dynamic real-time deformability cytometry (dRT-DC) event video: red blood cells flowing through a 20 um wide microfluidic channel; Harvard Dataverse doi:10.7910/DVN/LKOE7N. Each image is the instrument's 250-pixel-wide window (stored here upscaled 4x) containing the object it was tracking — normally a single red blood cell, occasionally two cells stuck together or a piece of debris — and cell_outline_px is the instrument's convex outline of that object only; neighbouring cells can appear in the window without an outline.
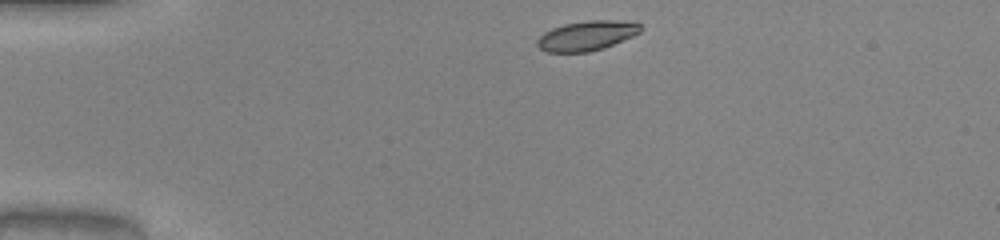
{"species": "common noctule bat (a hibernating species)", "species_latin": "Nyctalus noctula", "temperature_condition": "warm", "stored_images_in_passage": 35, "camera_frame_rate_fps": 3000, "um_per_image_px": 0.085, "animal": {"sex": "male", "body_mass_g": 20.0, "forearm_length_mm": 53.3}, "frame": {"image": 1, "passage_image": 1, "time_ms": 0.0, "image_size_px": [1000, 240], "cell_outline_px": [[644, 28], [640, 32], [632, 36], [604, 48], [588, 52], [548, 52], [540, 48], [536, 44], [536, 40], [544, 32], [552, 28], [564, 24], [588, 20], [612, 20], [640, 24]], "centroid_in_image_um": [49.85, 3.03], "position_along_channel_um": 35.1, "area_um2": 17.8}}
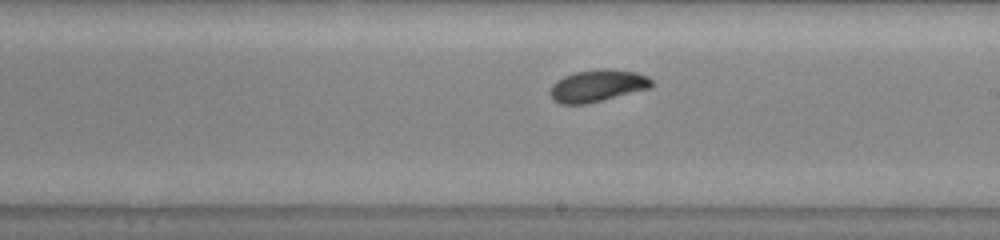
{"frame": {"image": 2, "passage_image": 20, "time_ms": 6.333, "image_size_px": [1000, 240], "cell_outline_px": [[652, 84], [648, 88], [588, 104], [560, 104], [552, 100], [552, 84], [556, 80], [564, 76], [576, 72], [608, 68], [636, 72], [648, 76], [652, 80]], "centroid_in_image_um": [50.78, 7.29], "position_along_channel_um": 238.2, "area_um2": 18.73}}
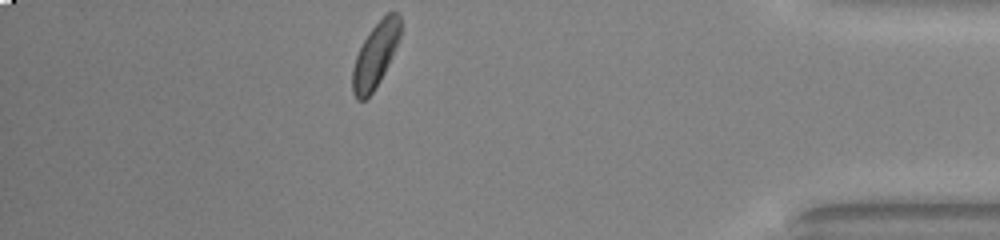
{"frame": {"image": 3, "passage_image": 35, "time_ms": 11.333, "image_size_px": [1000, 240], "cell_outline_px": [[400, 36], [388, 64], [380, 80], [372, 92], [364, 100], [356, 100], [352, 92], [352, 68], [356, 56], [368, 32], [388, 12], [400, 12]], "centroid_in_image_um": [31.89, 4.69], "position_along_channel_um": 403.3, "area_um2": 17.74}, "authors_computed_cell_mechanics": {"area_um2": 18.6116, "velocity_mm_per_s": 4.0549, "shape_relaxation_time_tau1_ms": 4.2004, "shape_relaxation_time_tau2_ms": 2.2861, "deformation_change_tau1": 0.1396, "deformation_change_tau2": 0.0636}}